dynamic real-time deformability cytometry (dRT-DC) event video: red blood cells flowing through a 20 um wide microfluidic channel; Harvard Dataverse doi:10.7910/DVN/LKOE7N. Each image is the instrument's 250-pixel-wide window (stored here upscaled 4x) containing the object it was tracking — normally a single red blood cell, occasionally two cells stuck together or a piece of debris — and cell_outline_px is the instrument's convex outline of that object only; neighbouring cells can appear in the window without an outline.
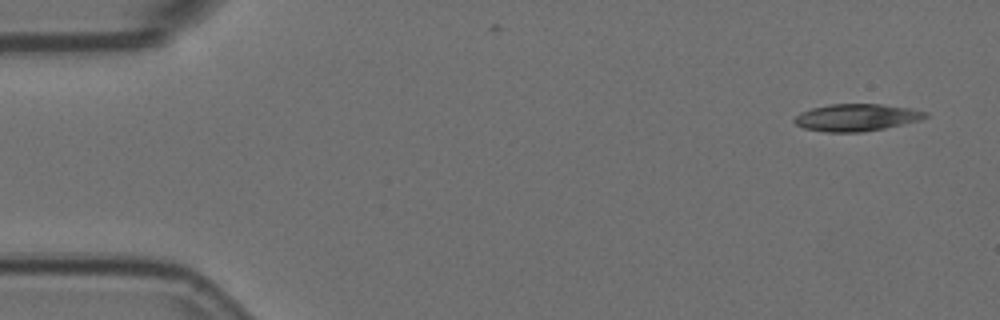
{"species": "Egyptian fruit bat (a non-hibernating species)", "species_latin": "Rousettus aegyptiacus", "temperature_condition": "room temperature", "stored_images_in_passage": 3, "camera_frame_rate_fps": 3000, "um_per_image_px": 0.085, "animal": {"sex": "female"}, "frame": {"image": 1, "passage_image": 1, "time_ms": 0.0, "image_size_px": [1000, 320], "cell_outline_px": [[928, 116], [920, 120], [884, 128], [860, 132], [828, 132], [804, 128], [796, 124], [792, 120], [800, 112], [812, 108], [832, 104], [880, 104], [912, 108], [928, 112]], "centroid_in_image_um": [72.81, 9.98], "position_along_channel_um": 12.2, "area_um2": 20.63}}
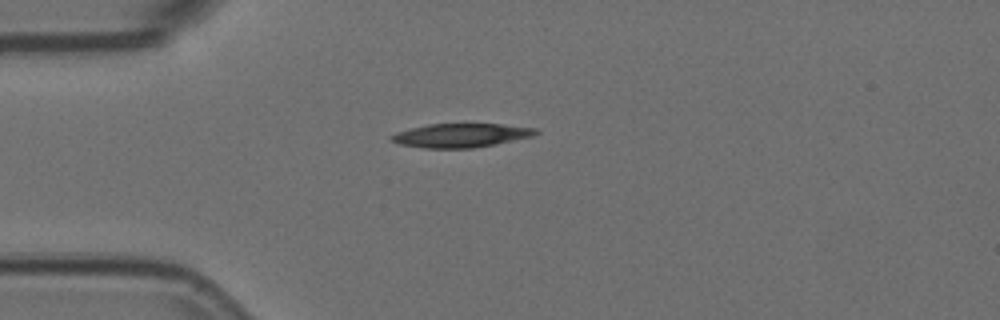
{"frame": {"image": 2, "passage_image": 3, "time_ms": 0.667, "image_size_px": [1000, 320], "cell_outline_px": [[540, 132], [532, 136], [496, 144], [472, 148], [424, 148], [400, 144], [388, 140], [388, 136], [396, 132], [428, 124], [504, 124], [536, 128]], "centroid_in_image_um": [39.16, 11.51], "position_along_channel_um": 45.8, "area_um2": 20.11}}